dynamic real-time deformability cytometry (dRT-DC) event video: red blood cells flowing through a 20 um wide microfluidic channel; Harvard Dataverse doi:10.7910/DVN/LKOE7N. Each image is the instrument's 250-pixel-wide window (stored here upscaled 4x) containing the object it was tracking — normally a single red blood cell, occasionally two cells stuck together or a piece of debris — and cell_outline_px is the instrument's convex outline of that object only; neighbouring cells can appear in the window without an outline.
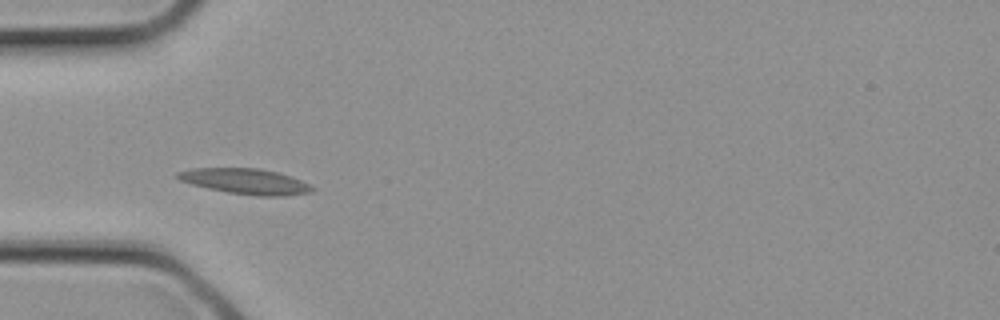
{"species": "common noctule bat (a hibernating species)", "species_latin": "Nyctalus noctula", "temperature_condition": "cold", "stored_images_in_passage": 1, "camera_frame_rate_fps": 3000, "um_per_image_px": 0.085, "animal": {"sex": "female", "body_mass_g": 21.9}, "frame": {"image": 1, "passage_image": 1, "time_ms": 0.0, "image_size_px": [1000, 320], "cell_outline_px": [[316, 188], [312, 192], [284, 196], [256, 196], [228, 192], [208, 188], [192, 184], [180, 180], [172, 176], [176, 172], [192, 168], [260, 168], [280, 172], [292, 176]], "centroid_in_image_um": [20.86, 15.41], "position_along_channel_um": 64.1, "area_um2": 20.23}}